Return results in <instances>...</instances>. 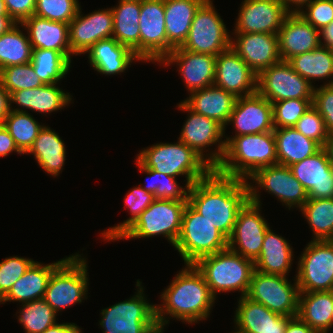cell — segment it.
Instances as JSON below:
<instances>
[{
	"mask_svg": "<svg viewBox=\"0 0 333 333\" xmlns=\"http://www.w3.org/2000/svg\"><path fill=\"white\" fill-rule=\"evenodd\" d=\"M249 201L246 180L226 178L214 171L190 186L188 203L227 239L231 236L239 211Z\"/></svg>",
	"mask_w": 333,
	"mask_h": 333,
	"instance_id": "cell-1",
	"label": "cell"
},
{
	"mask_svg": "<svg viewBox=\"0 0 333 333\" xmlns=\"http://www.w3.org/2000/svg\"><path fill=\"white\" fill-rule=\"evenodd\" d=\"M160 299L162 304L156 305V321L158 327L164 328L170 318L191 325L205 321L217 298L211 294L198 269L193 264H185L161 293Z\"/></svg>",
	"mask_w": 333,
	"mask_h": 333,
	"instance_id": "cell-2",
	"label": "cell"
},
{
	"mask_svg": "<svg viewBox=\"0 0 333 333\" xmlns=\"http://www.w3.org/2000/svg\"><path fill=\"white\" fill-rule=\"evenodd\" d=\"M223 158L214 172L234 179H248L260 168L278 164L273 131L224 139Z\"/></svg>",
	"mask_w": 333,
	"mask_h": 333,
	"instance_id": "cell-3",
	"label": "cell"
},
{
	"mask_svg": "<svg viewBox=\"0 0 333 333\" xmlns=\"http://www.w3.org/2000/svg\"><path fill=\"white\" fill-rule=\"evenodd\" d=\"M136 159L145 167L174 178L185 176L186 184L206 179L214 169L192 148L178 139L176 143H156L143 148Z\"/></svg>",
	"mask_w": 333,
	"mask_h": 333,
	"instance_id": "cell-4",
	"label": "cell"
},
{
	"mask_svg": "<svg viewBox=\"0 0 333 333\" xmlns=\"http://www.w3.org/2000/svg\"><path fill=\"white\" fill-rule=\"evenodd\" d=\"M203 275L211 294L239 291L240 297L246 296L252 274L254 261L245 258L229 248L207 255L193 264Z\"/></svg>",
	"mask_w": 333,
	"mask_h": 333,
	"instance_id": "cell-5",
	"label": "cell"
},
{
	"mask_svg": "<svg viewBox=\"0 0 333 333\" xmlns=\"http://www.w3.org/2000/svg\"><path fill=\"white\" fill-rule=\"evenodd\" d=\"M86 259L79 253L69 255L50 276L43 299L56 313L87 299L89 273Z\"/></svg>",
	"mask_w": 333,
	"mask_h": 333,
	"instance_id": "cell-6",
	"label": "cell"
},
{
	"mask_svg": "<svg viewBox=\"0 0 333 333\" xmlns=\"http://www.w3.org/2000/svg\"><path fill=\"white\" fill-rule=\"evenodd\" d=\"M135 295L101 310L103 333H151L158 327L156 304L149 303L142 282L137 280Z\"/></svg>",
	"mask_w": 333,
	"mask_h": 333,
	"instance_id": "cell-7",
	"label": "cell"
},
{
	"mask_svg": "<svg viewBox=\"0 0 333 333\" xmlns=\"http://www.w3.org/2000/svg\"><path fill=\"white\" fill-rule=\"evenodd\" d=\"M188 201L155 199L115 240L162 236L174 247Z\"/></svg>",
	"mask_w": 333,
	"mask_h": 333,
	"instance_id": "cell-8",
	"label": "cell"
},
{
	"mask_svg": "<svg viewBox=\"0 0 333 333\" xmlns=\"http://www.w3.org/2000/svg\"><path fill=\"white\" fill-rule=\"evenodd\" d=\"M174 248L184 264H194L204 256L228 248V239L187 202Z\"/></svg>",
	"mask_w": 333,
	"mask_h": 333,
	"instance_id": "cell-9",
	"label": "cell"
},
{
	"mask_svg": "<svg viewBox=\"0 0 333 333\" xmlns=\"http://www.w3.org/2000/svg\"><path fill=\"white\" fill-rule=\"evenodd\" d=\"M248 180H251V183ZM246 181L249 186V201L258 205L262 204L259 188L274 195L289 210L295 207L300 209L308 200L306 189L288 166L276 164L260 168Z\"/></svg>",
	"mask_w": 333,
	"mask_h": 333,
	"instance_id": "cell-10",
	"label": "cell"
},
{
	"mask_svg": "<svg viewBox=\"0 0 333 333\" xmlns=\"http://www.w3.org/2000/svg\"><path fill=\"white\" fill-rule=\"evenodd\" d=\"M213 5L205 0L198 8L182 49L217 56L230 48V32Z\"/></svg>",
	"mask_w": 333,
	"mask_h": 333,
	"instance_id": "cell-11",
	"label": "cell"
},
{
	"mask_svg": "<svg viewBox=\"0 0 333 333\" xmlns=\"http://www.w3.org/2000/svg\"><path fill=\"white\" fill-rule=\"evenodd\" d=\"M177 105L179 110L188 113L178 139L192 148L215 169L221 162L226 147V142L223 140L224 127L213 119L193 112L182 101ZM213 145L216 146L214 152L210 150L212 148H209ZM207 147L208 149H206Z\"/></svg>",
	"mask_w": 333,
	"mask_h": 333,
	"instance_id": "cell-12",
	"label": "cell"
},
{
	"mask_svg": "<svg viewBox=\"0 0 333 333\" xmlns=\"http://www.w3.org/2000/svg\"><path fill=\"white\" fill-rule=\"evenodd\" d=\"M287 276L265 274L254 270L246 297L261 303L270 311L287 317H295L298 313L299 287L288 281Z\"/></svg>",
	"mask_w": 333,
	"mask_h": 333,
	"instance_id": "cell-13",
	"label": "cell"
},
{
	"mask_svg": "<svg viewBox=\"0 0 333 333\" xmlns=\"http://www.w3.org/2000/svg\"><path fill=\"white\" fill-rule=\"evenodd\" d=\"M298 259L300 292L333 291V240H311Z\"/></svg>",
	"mask_w": 333,
	"mask_h": 333,
	"instance_id": "cell-14",
	"label": "cell"
},
{
	"mask_svg": "<svg viewBox=\"0 0 333 333\" xmlns=\"http://www.w3.org/2000/svg\"><path fill=\"white\" fill-rule=\"evenodd\" d=\"M314 87L282 60L264 69L257 77V91L271 103L286 99H313Z\"/></svg>",
	"mask_w": 333,
	"mask_h": 333,
	"instance_id": "cell-15",
	"label": "cell"
},
{
	"mask_svg": "<svg viewBox=\"0 0 333 333\" xmlns=\"http://www.w3.org/2000/svg\"><path fill=\"white\" fill-rule=\"evenodd\" d=\"M140 59L158 64L168 55L164 0H141Z\"/></svg>",
	"mask_w": 333,
	"mask_h": 333,
	"instance_id": "cell-16",
	"label": "cell"
},
{
	"mask_svg": "<svg viewBox=\"0 0 333 333\" xmlns=\"http://www.w3.org/2000/svg\"><path fill=\"white\" fill-rule=\"evenodd\" d=\"M261 209V205L248 201L239 211L228 239L229 249L252 261L260 255L265 233L270 228Z\"/></svg>",
	"mask_w": 333,
	"mask_h": 333,
	"instance_id": "cell-17",
	"label": "cell"
},
{
	"mask_svg": "<svg viewBox=\"0 0 333 333\" xmlns=\"http://www.w3.org/2000/svg\"><path fill=\"white\" fill-rule=\"evenodd\" d=\"M234 127L235 136L274 131L272 103L258 91L236 99L227 125Z\"/></svg>",
	"mask_w": 333,
	"mask_h": 333,
	"instance_id": "cell-18",
	"label": "cell"
},
{
	"mask_svg": "<svg viewBox=\"0 0 333 333\" xmlns=\"http://www.w3.org/2000/svg\"><path fill=\"white\" fill-rule=\"evenodd\" d=\"M240 6L234 33L278 34L290 14L280 0H244Z\"/></svg>",
	"mask_w": 333,
	"mask_h": 333,
	"instance_id": "cell-19",
	"label": "cell"
},
{
	"mask_svg": "<svg viewBox=\"0 0 333 333\" xmlns=\"http://www.w3.org/2000/svg\"><path fill=\"white\" fill-rule=\"evenodd\" d=\"M81 6L69 23V44L73 55L86 54L94 44L113 37V12L111 8L99 9L83 15Z\"/></svg>",
	"mask_w": 333,
	"mask_h": 333,
	"instance_id": "cell-20",
	"label": "cell"
},
{
	"mask_svg": "<svg viewBox=\"0 0 333 333\" xmlns=\"http://www.w3.org/2000/svg\"><path fill=\"white\" fill-rule=\"evenodd\" d=\"M231 33L230 47L257 75L281 61L278 34Z\"/></svg>",
	"mask_w": 333,
	"mask_h": 333,
	"instance_id": "cell-21",
	"label": "cell"
},
{
	"mask_svg": "<svg viewBox=\"0 0 333 333\" xmlns=\"http://www.w3.org/2000/svg\"><path fill=\"white\" fill-rule=\"evenodd\" d=\"M175 65L189 93L214 84L216 56L175 48L158 65Z\"/></svg>",
	"mask_w": 333,
	"mask_h": 333,
	"instance_id": "cell-22",
	"label": "cell"
},
{
	"mask_svg": "<svg viewBox=\"0 0 333 333\" xmlns=\"http://www.w3.org/2000/svg\"><path fill=\"white\" fill-rule=\"evenodd\" d=\"M289 167L306 189L308 199L333 198V165L324 147Z\"/></svg>",
	"mask_w": 333,
	"mask_h": 333,
	"instance_id": "cell-23",
	"label": "cell"
},
{
	"mask_svg": "<svg viewBox=\"0 0 333 333\" xmlns=\"http://www.w3.org/2000/svg\"><path fill=\"white\" fill-rule=\"evenodd\" d=\"M258 75L230 47L216 56L214 85L236 98L257 92Z\"/></svg>",
	"mask_w": 333,
	"mask_h": 333,
	"instance_id": "cell-24",
	"label": "cell"
},
{
	"mask_svg": "<svg viewBox=\"0 0 333 333\" xmlns=\"http://www.w3.org/2000/svg\"><path fill=\"white\" fill-rule=\"evenodd\" d=\"M320 31L299 13H290L278 31L279 54L282 61L312 51L320 46Z\"/></svg>",
	"mask_w": 333,
	"mask_h": 333,
	"instance_id": "cell-25",
	"label": "cell"
},
{
	"mask_svg": "<svg viewBox=\"0 0 333 333\" xmlns=\"http://www.w3.org/2000/svg\"><path fill=\"white\" fill-rule=\"evenodd\" d=\"M234 324L238 333H284L291 317L270 311L246 296L239 297Z\"/></svg>",
	"mask_w": 333,
	"mask_h": 333,
	"instance_id": "cell-26",
	"label": "cell"
},
{
	"mask_svg": "<svg viewBox=\"0 0 333 333\" xmlns=\"http://www.w3.org/2000/svg\"><path fill=\"white\" fill-rule=\"evenodd\" d=\"M58 84H44L40 87L22 89L10 93L11 110L21 112L31 110L32 112L49 113L50 115L52 112L64 109V107L72 103L73 96L59 88ZM12 103L18 105V108H12Z\"/></svg>",
	"mask_w": 333,
	"mask_h": 333,
	"instance_id": "cell-27",
	"label": "cell"
},
{
	"mask_svg": "<svg viewBox=\"0 0 333 333\" xmlns=\"http://www.w3.org/2000/svg\"><path fill=\"white\" fill-rule=\"evenodd\" d=\"M21 28L27 31L32 49L56 50L72 61L69 24L33 15L21 23Z\"/></svg>",
	"mask_w": 333,
	"mask_h": 333,
	"instance_id": "cell-28",
	"label": "cell"
},
{
	"mask_svg": "<svg viewBox=\"0 0 333 333\" xmlns=\"http://www.w3.org/2000/svg\"><path fill=\"white\" fill-rule=\"evenodd\" d=\"M236 99L233 94L213 84L191 92L182 102L193 112L215 120L226 130Z\"/></svg>",
	"mask_w": 333,
	"mask_h": 333,
	"instance_id": "cell-29",
	"label": "cell"
},
{
	"mask_svg": "<svg viewBox=\"0 0 333 333\" xmlns=\"http://www.w3.org/2000/svg\"><path fill=\"white\" fill-rule=\"evenodd\" d=\"M86 53L92 68L106 76L121 75L134 61H142L132 50L121 45L113 37L98 41Z\"/></svg>",
	"mask_w": 333,
	"mask_h": 333,
	"instance_id": "cell-30",
	"label": "cell"
},
{
	"mask_svg": "<svg viewBox=\"0 0 333 333\" xmlns=\"http://www.w3.org/2000/svg\"><path fill=\"white\" fill-rule=\"evenodd\" d=\"M65 259L49 264L35 261L24 275L12 285L9 292L0 300V304L12 301L27 303L43 299L50 276Z\"/></svg>",
	"mask_w": 333,
	"mask_h": 333,
	"instance_id": "cell-31",
	"label": "cell"
},
{
	"mask_svg": "<svg viewBox=\"0 0 333 333\" xmlns=\"http://www.w3.org/2000/svg\"><path fill=\"white\" fill-rule=\"evenodd\" d=\"M292 249L286 238L269 228L263 239L261 253L254 261L255 270L265 274L289 276L294 260Z\"/></svg>",
	"mask_w": 333,
	"mask_h": 333,
	"instance_id": "cell-32",
	"label": "cell"
},
{
	"mask_svg": "<svg viewBox=\"0 0 333 333\" xmlns=\"http://www.w3.org/2000/svg\"><path fill=\"white\" fill-rule=\"evenodd\" d=\"M205 0H164L168 55L186 41L195 13Z\"/></svg>",
	"mask_w": 333,
	"mask_h": 333,
	"instance_id": "cell-33",
	"label": "cell"
},
{
	"mask_svg": "<svg viewBox=\"0 0 333 333\" xmlns=\"http://www.w3.org/2000/svg\"><path fill=\"white\" fill-rule=\"evenodd\" d=\"M66 153V146L58 133L44 124L26 154L33 155L43 171L58 177L65 165Z\"/></svg>",
	"mask_w": 333,
	"mask_h": 333,
	"instance_id": "cell-34",
	"label": "cell"
},
{
	"mask_svg": "<svg viewBox=\"0 0 333 333\" xmlns=\"http://www.w3.org/2000/svg\"><path fill=\"white\" fill-rule=\"evenodd\" d=\"M333 291L300 292L297 316L316 333L333 327Z\"/></svg>",
	"mask_w": 333,
	"mask_h": 333,
	"instance_id": "cell-35",
	"label": "cell"
},
{
	"mask_svg": "<svg viewBox=\"0 0 333 333\" xmlns=\"http://www.w3.org/2000/svg\"><path fill=\"white\" fill-rule=\"evenodd\" d=\"M113 12V38L140 58L141 0H119Z\"/></svg>",
	"mask_w": 333,
	"mask_h": 333,
	"instance_id": "cell-36",
	"label": "cell"
},
{
	"mask_svg": "<svg viewBox=\"0 0 333 333\" xmlns=\"http://www.w3.org/2000/svg\"><path fill=\"white\" fill-rule=\"evenodd\" d=\"M278 164L291 166L314 155L322 147L314 140L304 136L295 127L275 128Z\"/></svg>",
	"mask_w": 333,
	"mask_h": 333,
	"instance_id": "cell-37",
	"label": "cell"
},
{
	"mask_svg": "<svg viewBox=\"0 0 333 333\" xmlns=\"http://www.w3.org/2000/svg\"><path fill=\"white\" fill-rule=\"evenodd\" d=\"M287 62L312 85L316 80H327L324 85H333V48L320 45L312 51L290 58Z\"/></svg>",
	"mask_w": 333,
	"mask_h": 333,
	"instance_id": "cell-38",
	"label": "cell"
},
{
	"mask_svg": "<svg viewBox=\"0 0 333 333\" xmlns=\"http://www.w3.org/2000/svg\"><path fill=\"white\" fill-rule=\"evenodd\" d=\"M20 27L21 23H16L0 36V69L31 62L33 49Z\"/></svg>",
	"mask_w": 333,
	"mask_h": 333,
	"instance_id": "cell-39",
	"label": "cell"
},
{
	"mask_svg": "<svg viewBox=\"0 0 333 333\" xmlns=\"http://www.w3.org/2000/svg\"><path fill=\"white\" fill-rule=\"evenodd\" d=\"M300 211L314 235L312 240H333V198L308 199Z\"/></svg>",
	"mask_w": 333,
	"mask_h": 333,
	"instance_id": "cell-40",
	"label": "cell"
},
{
	"mask_svg": "<svg viewBox=\"0 0 333 333\" xmlns=\"http://www.w3.org/2000/svg\"><path fill=\"white\" fill-rule=\"evenodd\" d=\"M71 62L59 51L50 49H33L31 64L34 72L43 84L60 83L68 74Z\"/></svg>",
	"mask_w": 333,
	"mask_h": 333,
	"instance_id": "cell-41",
	"label": "cell"
},
{
	"mask_svg": "<svg viewBox=\"0 0 333 333\" xmlns=\"http://www.w3.org/2000/svg\"><path fill=\"white\" fill-rule=\"evenodd\" d=\"M13 137L18 149L26 154L33 146L40 129L44 126L28 112L11 110L2 123Z\"/></svg>",
	"mask_w": 333,
	"mask_h": 333,
	"instance_id": "cell-42",
	"label": "cell"
},
{
	"mask_svg": "<svg viewBox=\"0 0 333 333\" xmlns=\"http://www.w3.org/2000/svg\"><path fill=\"white\" fill-rule=\"evenodd\" d=\"M135 163L140 172L147 174L148 179H150L149 184L146 183V186L142 185L141 187L152 193L155 199L188 201L190 185L185 183V186L182 187L177 182V178L145 168L137 159Z\"/></svg>",
	"mask_w": 333,
	"mask_h": 333,
	"instance_id": "cell-43",
	"label": "cell"
},
{
	"mask_svg": "<svg viewBox=\"0 0 333 333\" xmlns=\"http://www.w3.org/2000/svg\"><path fill=\"white\" fill-rule=\"evenodd\" d=\"M21 306L17 319L25 333H42L57 323L58 314L44 299L22 303Z\"/></svg>",
	"mask_w": 333,
	"mask_h": 333,
	"instance_id": "cell-44",
	"label": "cell"
},
{
	"mask_svg": "<svg viewBox=\"0 0 333 333\" xmlns=\"http://www.w3.org/2000/svg\"><path fill=\"white\" fill-rule=\"evenodd\" d=\"M155 200L152 193L145 191L141 185L134 187L126 193L124 198L125 208L129 209L131 217L127 218L122 223L116 224L109 229L104 230L101 236L106 241H115L121 233L132 224L139 215L144 212L150 204Z\"/></svg>",
	"mask_w": 333,
	"mask_h": 333,
	"instance_id": "cell-45",
	"label": "cell"
},
{
	"mask_svg": "<svg viewBox=\"0 0 333 333\" xmlns=\"http://www.w3.org/2000/svg\"><path fill=\"white\" fill-rule=\"evenodd\" d=\"M0 82L8 93L44 85L34 72L31 62L0 69Z\"/></svg>",
	"mask_w": 333,
	"mask_h": 333,
	"instance_id": "cell-46",
	"label": "cell"
},
{
	"mask_svg": "<svg viewBox=\"0 0 333 333\" xmlns=\"http://www.w3.org/2000/svg\"><path fill=\"white\" fill-rule=\"evenodd\" d=\"M313 99H286L272 102L275 128L294 127L298 119L312 106Z\"/></svg>",
	"mask_w": 333,
	"mask_h": 333,
	"instance_id": "cell-47",
	"label": "cell"
},
{
	"mask_svg": "<svg viewBox=\"0 0 333 333\" xmlns=\"http://www.w3.org/2000/svg\"><path fill=\"white\" fill-rule=\"evenodd\" d=\"M78 0H36L34 15L69 24L77 15Z\"/></svg>",
	"mask_w": 333,
	"mask_h": 333,
	"instance_id": "cell-48",
	"label": "cell"
},
{
	"mask_svg": "<svg viewBox=\"0 0 333 333\" xmlns=\"http://www.w3.org/2000/svg\"><path fill=\"white\" fill-rule=\"evenodd\" d=\"M294 127L321 147H325L330 133L326 129L323 117L313 105L298 119Z\"/></svg>",
	"mask_w": 333,
	"mask_h": 333,
	"instance_id": "cell-49",
	"label": "cell"
},
{
	"mask_svg": "<svg viewBox=\"0 0 333 333\" xmlns=\"http://www.w3.org/2000/svg\"><path fill=\"white\" fill-rule=\"evenodd\" d=\"M34 262L31 258L19 256L6 257L0 262V300Z\"/></svg>",
	"mask_w": 333,
	"mask_h": 333,
	"instance_id": "cell-50",
	"label": "cell"
},
{
	"mask_svg": "<svg viewBox=\"0 0 333 333\" xmlns=\"http://www.w3.org/2000/svg\"><path fill=\"white\" fill-rule=\"evenodd\" d=\"M299 14L320 31L333 21V0H312Z\"/></svg>",
	"mask_w": 333,
	"mask_h": 333,
	"instance_id": "cell-51",
	"label": "cell"
},
{
	"mask_svg": "<svg viewBox=\"0 0 333 333\" xmlns=\"http://www.w3.org/2000/svg\"><path fill=\"white\" fill-rule=\"evenodd\" d=\"M312 105L323 117L328 132L333 133V85L314 87Z\"/></svg>",
	"mask_w": 333,
	"mask_h": 333,
	"instance_id": "cell-52",
	"label": "cell"
},
{
	"mask_svg": "<svg viewBox=\"0 0 333 333\" xmlns=\"http://www.w3.org/2000/svg\"><path fill=\"white\" fill-rule=\"evenodd\" d=\"M4 2L8 16L16 23H22L34 15L36 0H4Z\"/></svg>",
	"mask_w": 333,
	"mask_h": 333,
	"instance_id": "cell-53",
	"label": "cell"
},
{
	"mask_svg": "<svg viewBox=\"0 0 333 333\" xmlns=\"http://www.w3.org/2000/svg\"><path fill=\"white\" fill-rule=\"evenodd\" d=\"M17 153L19 155H24L15 144L13 137L10 135L6 127L0 123V157H5L10 155V153Z\"/></svg>",
	"mask_w": 333,
	"mask_h": 333,
	"instance_id": "cell-54",
	"label": "cell"
},
{
	"mask_svg": "<svg viewBox=\"0 0 333 333\" xmlns=\"http://www.w3.org/2000/svg\"><path fill=\"white\" fill-rule=\"evenodd\" d=\"M284 333H316L308 324L298 316L291 317L286 325Z\"/></svg>",
	"mask_w": 333,
	"mask_h": 333,
	"instance_id": "cell-55",
	"label": "cell"
},
{
	"mask_svg": "<svg viewBox=\"0 0 333 333\" xmlns=\"http://www.w3.org/2000/svg\"><path fill=\"white\" fill-rule=\"evenodd\" d=\"M82 328L75 323H56L42 333H82Z\"/></svg>",
	"mask_w": 333,
	"mask_h": 333,
	"instance_id": "cell-56",
	"label": "cell"
},
{
	"mask_svg": "<svg viewBox=\"0 0 333 333\" xmlns=\"http://www.w3.org/2000/svg\"><path fill=\"white\" fill-rule=\"evenodd\" d=\"M10 111V93L6 91L0 82V123L4 122Z\"/></svg>",
	"mask_w": 333,
	"mask_h": 333,
	"instance_id": "cell-57",
	"label": "cell"
},
{
	"mask_svg": "<svg viewBox=\"0 0 333 333\" xmlns=\"http://www.w3.org/2000/svg\"><path fill=\"white\" fill-rule=\"evenodd\" d=\"M320 37L321 46L333 48V21L320 30Z\"/></svg>",
	"mask_w": 333,
	"mask_h": 333,
	"instance_id": "cell-58",
	"label": "cell"
},
{
	"mask_svg": "<svg viewBox=\"0 0 333 333\" xmlns=\"http://www.w3.org/2000/svg\"><path fill=\"white\" fill-rule=\"evenodd\" d=\"M289 13H299L312 0H280ZM295 7V8H294Z\"/></svg>",
	"mask_w": 333,
	"mask_h": 333,
	"instance_id": "cell-59",
	"label": "cell"
},
{
	"mask_svg": "<svg viewBox=\"0 0 333 333\" xmlns=\"http://www.w3.org/2000/svg\"><path fill=\"white\" fill-rule=\"evenodd\" d=\"M16 22L8 15H0V36L13 27Z\"/></svg>",
	"mask_w": 333,
	"mask_h": 333,
	"instance_id": "cell-60",
	"label": "cell"
},
{
	"mask_svg": "<svg viewBox=\"0 0 333 333\" xmlns=\"http://www.w3.org/2000/svg\"><path fill=\"white\" fill-rule=\"evenodd\" d=\"M328 153L331 164L333 165V133L329 135V138L324 147Z\"/></svg>",
	"mask_w": 333,
	"mask_h": 333,
	"instance_id": "cell-61",
	"label": "cell"
},
{
	"mask_svg": "<svg viewBox=\"0 0 333 333\" xmlns=\"http://www.w3.org/2000/svg\"><path fill=\"white\" fill-rule=\"evenodd\" d=\"M0 15H8L4 0H0Z\"/></svg>",
	"mask_w": 333,
	"mask_h": 333,
	"instance_id": "cell-62",
	"label": "cell"
},
{
	"mask_svg": "<svg viewBox=\"0 0 333 333\" xmlns=\"http://www.w3.org/2000/svg\"><path fill=\"white\" fill-rule=\"evenodd\" d=\"M163 332H164V328L163 327H157L151 333H163Z\"/></svg>",
	"mask_w": 333,
	"mask_h": 333,
	"instance_id": "cell-63",
	"label": "cell"
}]
</instances>
